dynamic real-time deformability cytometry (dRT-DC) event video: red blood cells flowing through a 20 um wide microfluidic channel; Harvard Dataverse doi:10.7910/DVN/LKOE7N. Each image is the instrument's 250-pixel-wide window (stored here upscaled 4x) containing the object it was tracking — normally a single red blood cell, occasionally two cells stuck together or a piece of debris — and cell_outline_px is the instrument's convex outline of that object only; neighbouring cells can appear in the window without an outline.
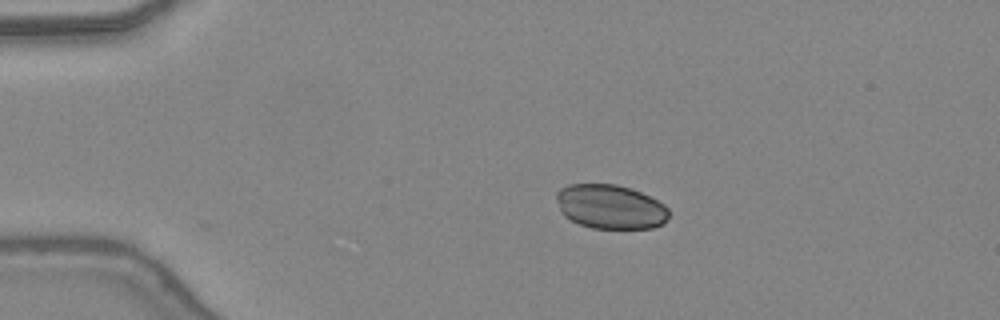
{"species": "common noctule bat (a hibernating species)", "species_latin": "Nyctalus noctula", "temperature_condition": "warm", "stored_images_in_passage": 38, "camera_frame_rate_fps": 3000, "um_per_image_px": 0.085, "animal": {"sex": "female", "body_mass_g": 24.6, "forearm_length_mm": 56.2}, "frame": {"image": 1, "passage_image": 1, "time_ms": 0.0, "image_size_px": [1000, 320], "cell_outline_px": [[668, 216], [664, 224], [652, 228], [592, 228], [580, 224], [564, 216], [556, 200], [556, 192], [560, 188], [568, 184], [616, 184], [632, 188], [664, 204], [668, 208]], "centroid_in_image_um": [51.88, 17.56], "position_along_channel_um": 33.1, "area_um2": 29.02}}
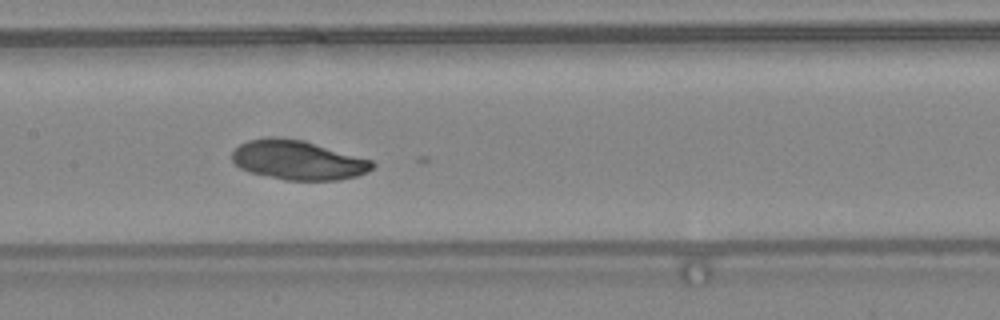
{"frame": {"image": 2, "passage_image": 15, "time_ms": 4.667, "image_size_px": [1000, 320], "cell_outline_px": [[376, 164], [368, 172], [356, 176], [340, 180], [284, 180], [248, 172], [240, 168], [232, 160], [232, 152], [240, 144], [248, 140], [300, 140], [372, 160]], "centroid_in_image_um": [25.35, 13.67], "position_along_channel_um": 182.0, "area_um2": 31.21}}
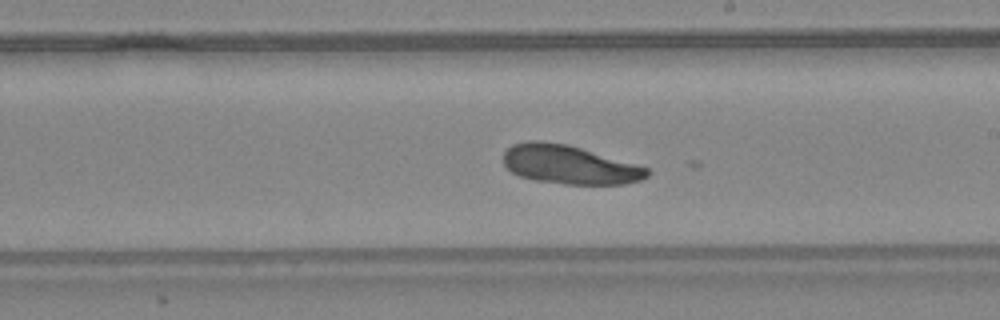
{"frame": {"image": 3, "passage_image": 19, "time_ms": 6.0, "image_size_px": [1000, 320], "cell_outline_px": [[648, 176], [640, 180], [624, 184], [564, 184], [536, 180], [520, 176], [512, 172], [504, 164], [504, 152], [512, 144], [528, 140], [540, 140], [568, 144], [648, 168]], "centroid_in_image_um": [48.36, 13.98], "position_along_channel_um": 240.6, "area_um2": 32.25}}